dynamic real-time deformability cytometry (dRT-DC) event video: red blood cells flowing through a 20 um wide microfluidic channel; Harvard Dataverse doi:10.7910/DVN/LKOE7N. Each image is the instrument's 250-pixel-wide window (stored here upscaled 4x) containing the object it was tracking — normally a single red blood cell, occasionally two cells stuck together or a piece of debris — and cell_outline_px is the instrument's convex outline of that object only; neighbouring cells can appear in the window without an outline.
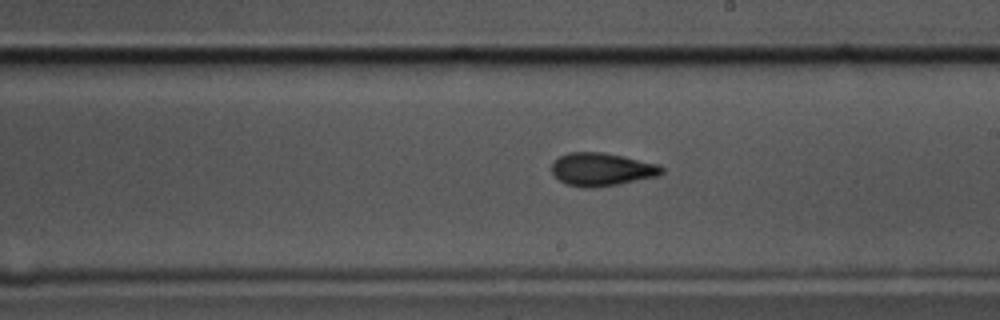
{"species": "common noctule bat (a hibernating species)", "species_latin": "Nyctalus noctula", "temperature_condition": "cold", "stored_images_in_passage": 41, "camera_frame_rate_fps": 3000, "um_per_image_px": 0.085, "animal": {"sex": "male", "body_mass_g": 17.5, "forearm_length_mm": 52.3}, "frame": {"image": 1, "passage_image": 16, "time_ms": 5.0, "image_size_px": [1000, 320], "cell_outline_px": [[664, 172], [660, 176], [620, 184], [588, 188], [584, 188], [568, 184], [560, 180], [552, 172], [552, 160], [568, 152], [604, 152], [660, 164], [664, 168]], "centroid_in_image_um": [51.19, 14.39], "position_along_channel_um": 237.8, "area_um2": 21.39}}
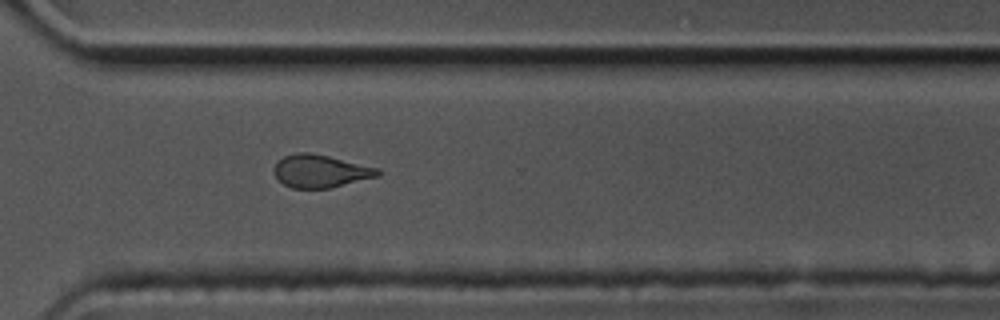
{"frame": {"image": 2, "passage_image": 25, "time_ms": 8.0, "image_size_px": [1000, 320], "cell_outline_px": [[380, 176], [328, 188], [292, 188], [284, 184], [276, 176], [272, 168], [284, 156], [296, 152], [308, 152], [328, 156], [380, 168]], "centroid_in_image_um": [27.25, 14.54], "position_along_channel_um": 343.3, "area_um2": 19.71}}
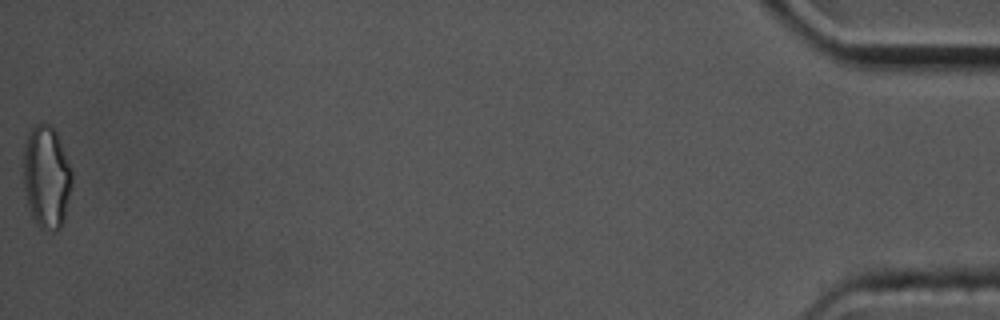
{"frame": {"image": 3, "passage_image": 41, "time_ms": 13.333, "image_size_px": [1000, 320], "cell_outline_px": [[72, 184], [64, 220], [60, 228], [56, 232], [40, 228], [36, 224], [32, 216], [28, 204], [24, 188], [24, 144], [28, 132], [36, 124], [44, 120], [56, 132], [72, 168]], "centroid_in_image_um": [3.96, 15.04], "position_along_channel_um": 431.2, "area_um2": 29.3}, "authors_computed_cell_mechanics": {"area_um2": 21.0392, "velocity_mm_per_s": 3.5177, "shape_relaxation_time_tau1_ms": 6.7253, "shape_relaxation_time_tau2_ms": 3.0632, "deformation_change_tau1": 0.1367, "deformation_change_tau2": 0.0848}}